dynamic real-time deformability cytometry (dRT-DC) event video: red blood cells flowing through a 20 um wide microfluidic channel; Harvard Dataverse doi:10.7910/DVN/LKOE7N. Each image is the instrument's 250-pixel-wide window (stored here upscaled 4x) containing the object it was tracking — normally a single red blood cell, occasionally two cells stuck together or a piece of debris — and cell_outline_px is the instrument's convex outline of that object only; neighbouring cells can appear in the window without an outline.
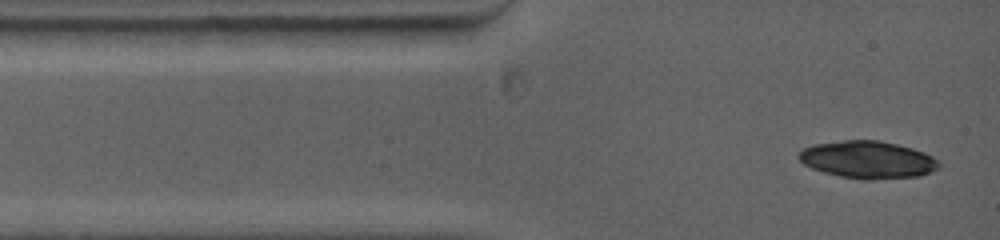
{"species": "common noctule bat (a hibernating species)", "species_latin": "Nyctalus noctula", "temperature_condition": "warm", "stored_images_in_passage": 3, "camera_frame_rate_fps": 5000, "um_per_image_px": 0.085, "animal": {"sex": "female", "body_mass_g": 19.0, "forearm_length_mm": 53.3}, "frame": {"image": 1, "passage_image": 1, "time_ms": 0.0, "image_size_px": [1000, 240], "cell_outline_px": [[940, 168], [920, 176], [868, 180], [864, 180], [840, 176], [824, 172], [812, 168], [804, 164], [796, 156], [804, 148], [812, 144], [844, 140], [880, 140], [912, 148], [924, 152], [932, 156], [940, 164]], "centroid_in_image_um": [73.76, 13.57], "position_along_channel_um": 11.2, "area_um2": 30.58}}